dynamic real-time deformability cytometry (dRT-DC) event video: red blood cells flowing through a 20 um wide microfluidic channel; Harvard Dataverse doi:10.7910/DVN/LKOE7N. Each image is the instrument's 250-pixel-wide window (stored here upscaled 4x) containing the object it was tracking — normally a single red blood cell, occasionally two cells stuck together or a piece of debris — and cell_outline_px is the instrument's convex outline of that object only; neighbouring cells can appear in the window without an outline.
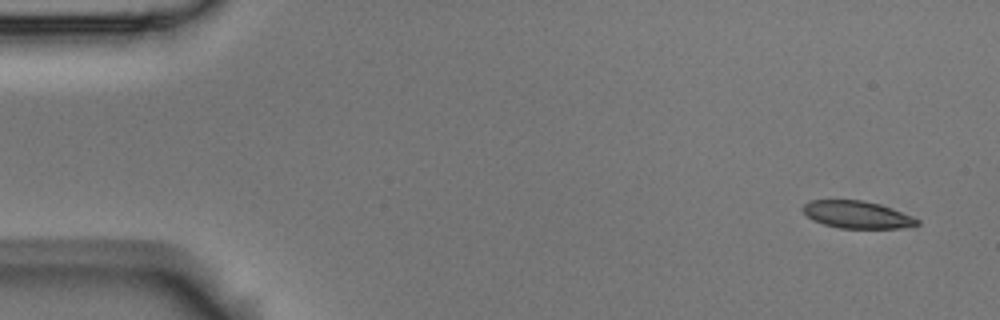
{"species": "Egyptian fruit bat (a non-hibernating species)", "species_latin": "Rousettus aegyptiacus", "temperature_condition": "room temperature", "stored_images_in_passage": 4, "camera_frame_rate_fps": 3000, "um_per_image_px": 0.085, "animal": {"sex": "male"}, "frame": {"image": 1, "passage_image": 1, "time_ms": 0.0, "image_size_px": [1000, 320], "cell_outline_px": [[920, 224], [900, 228], [840, 228], [824, 224], [812, 220], [804, 212], [804, 204], [812, 200], [864, 200], [880, 204], [892, 208], [912, 216], [920, 220]], "centroid_in_image_um": [72.88, 18.24], "position_along_channel_um": 12.1, "area_um2": 18.09}}
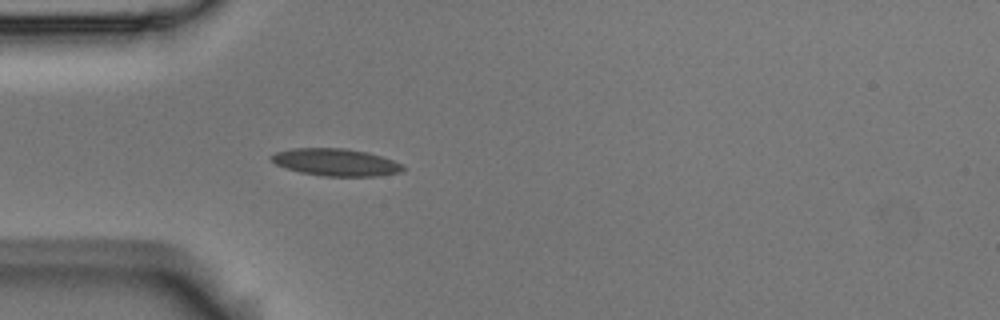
{"frame": {"image": 2, "passage_image": 4, "time_ms": 1.0, "image_size_px": [1000, 320], "cell_outline_px": [[404, 168], [400, 172], [380, 176], [324, 176], [300, 172], [284, 168], [276, 164], [268, 156], [276, 152], [292, 148], [344, 148], [368, 152], [392, 160], [400, 164]], "centroid_in_image_um": [28.5, 13.79], "position_along_channel_um": 56.5, "area_um2": 20.87}}